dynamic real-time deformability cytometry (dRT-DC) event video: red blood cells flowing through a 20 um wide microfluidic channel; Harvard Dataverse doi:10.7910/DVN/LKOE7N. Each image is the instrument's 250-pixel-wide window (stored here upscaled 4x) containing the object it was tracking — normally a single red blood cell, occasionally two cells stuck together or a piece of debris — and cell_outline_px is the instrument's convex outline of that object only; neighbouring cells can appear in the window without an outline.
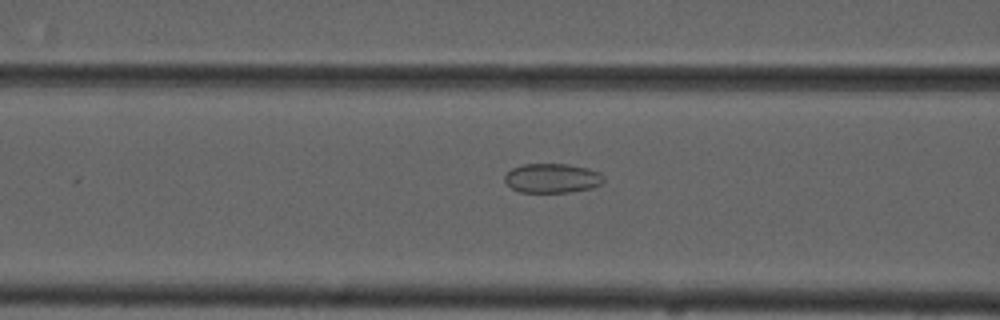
{"species": "common noctule bat (a hibernating species)", "species_latin": "Nyctalus noctula", "temperature_condition": "cold", "stored_images_in_passage": 56, "camera_frame_rate_fps": 3000, "um_per_image_px": 0.085, "animal": {"sex": "male", "forearm_length_mm": 52.5}, "frame": {"image": 1, "passage_image": 23, "time_ms": 7.333, "image_size_px": [1000, 320], "cell_outline_px": [[604, 180], [600, 184], [592, 188], [568, 192], [520, 192], [512, 188], [504, 180], [504, 176], [512, 168], [524, 164], [568, 164], [588, 168], [600, 172], [604, 176]], "centroid_in_image_um": [46.95, 15.14], "position_along_channel_um": 119.6, "area_um2": 16.94}}
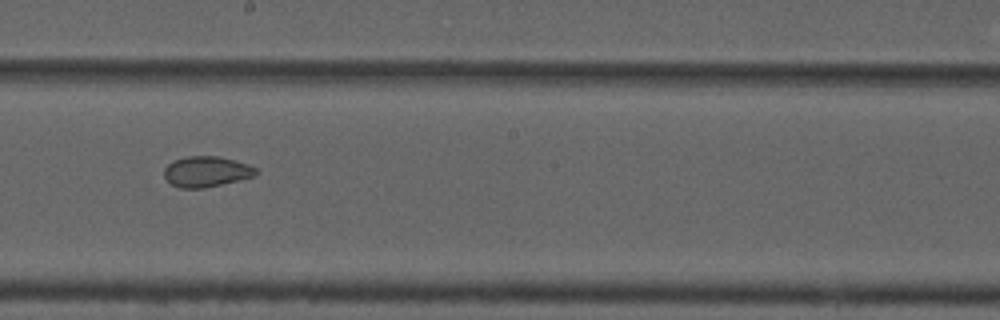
{"frame": {"image": 2, "passage_image": 32, "time_ms": 10.333, "image_size_px": [1000, 320], "cell_outline_px": [[260, 172], [256, 176], [240, 180], [204, 188], [180, 188], [172, 184], [164, 176], [164, 168], [168, 164], [176, 160], [188, 156], [220, 156], [236, 160], [248, 164], [256, 168]], "centroid_in_image_um": [17.6, 14.58], "position_along_channel_um": 230.6, "area_um2": 16.47}}
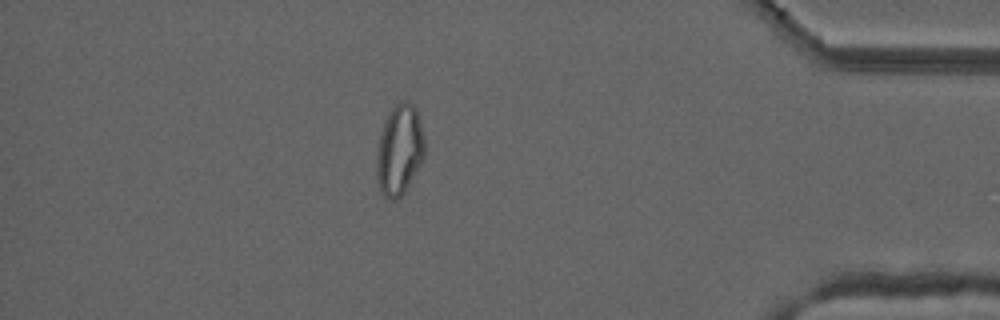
{"frame": {"image": 3, "passage_image": 49, "time_ms": 16.0, "image_size_px": [1000, 320], "cell_outline_px": [[424, 156], [420, 164], [404, 192], [396, 200], [392, 200], [384, 196], [376, 180], [376, 156], [380, 132], [384, 120], [388, 112], [396, 104], [408, 100], [416, 108], [420, 120], [424, 140]], "centroid_in_image_um": [33.93, 12.73], "position_along_channel_um": 401.3, "area_um2": 25.32}, "authors_computed_cell_mechanics": {"area_um2": 22.1374, "velocity_mm_per_s": 3.6992, "shape_relaxation_time_tau1_ms": null, "shape_relaxation_time_tau2_ms": 1.5758, "deformation_change_tau1": null, "deformation_change_tau2": 0.0485}}